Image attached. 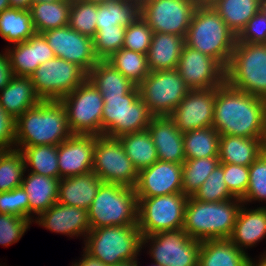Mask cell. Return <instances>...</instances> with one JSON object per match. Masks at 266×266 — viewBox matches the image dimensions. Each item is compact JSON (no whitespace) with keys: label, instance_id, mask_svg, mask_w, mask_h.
Returning <instances> with one entry per match:
<instances>
[{"label":"cell","instance_id":"1","mask_svg":"<svg viewBox=\"0 0 266 266\" xmlns=\"http://www.w3.org/2000/svg\"><path fill=\"white\" fill-rule=\"evenodd\" d=\"M213 127L220 135L263 138L266 135V99L224 82L215 88Z\"/></svg>","mask_w":266,"mask_h":266},{"label":"cell","instance_id":"2","mask_svg":"<svg viewBox=\"0 0 266 266\" xmlns=\"http://www.w3.org/2000/svg\"><path fill=\"white\" fill-rule=\"evenodd\" d=\"M72 135L61 101H41L16 119V147L58 146Z\"/></svg>","mask_w":266,"mask_h":266},{"label":"cell","instance_id":"3","mask_svg":"<svg viewBox=\"0 0 266 266\" xmlns=\"http://www.w3.org/2000/svg\"><path fill=\"white\" fill-rule=\"evenodd\" d=\"M237 35L209 3H199L192 14L185 44L214 58L224 69L235 48Z\"/></svg>","mask_w":266,"mask_h":266},{"label":"cell","instance_id":"4","mask_svg":"<svg viewBox=\"0 0 266 266\" xmlns=\"http://www.w3.org/2000/svg\"><path fill=\"white\" fill-rule=\"evenodd\" d=\"M243 202L233 198L220 202H201L192 196L185 207L183 229L199 241L229 239Z\"/></svg>","mask_w":266,"mask_h":266},{"label":"cell","instance_id":"5","mask_svg":"<svg viewBox=\"0 0 266 266\" xmlns=\"http://www.w3.org/2000/svg\"><path fill=\"white\" fill-rule=\"evenodd\" d=\"M138 225L106 226L91 229L83 240V250L106 266L137 261L142 249Z\"/></svg>","mask_w":266,"mask_h":266},{"label":"cell","instance_id":"6","mask_svg":"<svg viewBox=\"0 0 266 266\" xmlns=\"http://www.w3.org/2000/svg\"><path fill=\"white\" fill-rule=\"evenodd\" d=\"M90 228L137 225L138 198L133 187L102 182L88 209Z\"/></svg>","mask_w":266,"mask_h":266},{"label":"cell","instance_id":"7","mask_svg":"<svg viewBox=\"0 0 266 266\" xmlns=\"http://www.w3.org/2000/svg\"><path fill=\"white\" fill-rule=\"evenodd\" d=\"M225 82L237 90L266 99V44L236 42L225 68Z\"/></svg>","mask_w":266,"mask_h":266},{"label":"cell","instance_id":"8","mask_svg":"<svg viewBox=\"0 0 266 266\" xmlns=\"http://www.w3.org/2000/svg\"><path fill=\"white\" fill-rule=\"evenodd\" d=\"M101 135L118 138L124 134L147 130L153 117L135 86L124 96L103 97Z\"/></svg>","mask_w":266,"mask_h":266},{"label":"cell","instance_id":"9","mask_svg":"<svg viewBox=\"0 0 266 266\" xmlns=\"http://www.w3.org/2000/svg\"><path fill=\"white\" fill-rule=\"evenodd\" d=\"M188 196L183 193L138 198V228L142 236L183 228Z\"/></svg>","mask_w":266,"mask_h":266},{"label":"cell","instance_id":"10","mask_svg":"<svg viewBox=\"0 0 266 266\" xmlns=\"http://www.w3.org/2000/svg\"><path fill=\"white\" fill-rule=\"evenodd\" d=\"M36 94L42 101H60L88 79L80 66L55 57L40 64L30 76Z\"/></svg>","mask_w":266,"mask_h":266},{"label":"cell","instance_id":"11","mask_svg":"<svg viewBox=\"0 0 266 266\" xmlns=\"http://www.w3.org/2000/svg\"><path fill=\"white\" fill-rule=\"evenodd\" d=\"M60 101L65 106L68 125L73 134L101 135L104 100L89 79Z\"/></svg>","mask_w":266,"mask_h":266},{"label":"cell","instance_id":"12","mask_svg":"<svg viewBox=\"0 0 266 266\" xmlns=\"http://www.w3.org/2000/svg\"><path fill=\"white\" fill-rule=\"evenodd\" d=\"M137 87L152 116H170L190 90L177 69L150 71Z\"/></svg>","mask_w":266,"mask_h":266},{"label":"cell","instance_id":"13","mask_svg":"<svg viewBox=\"0 0 266 266\" xmlns=\"http://www.w3.org/2000/svg\"><path fill=\"white\" fill-rule=\"evenodd\" d=\"M147 244V254L153 262L163 266H198L201 241L192 239L183 228L143 236L142 249Z\"/></svg>","mask_w":266,"mask_h":266},{"label":"cell","instance_id":"14","mask_svg":"<svg viewBox=\"0 0 266 266\" xmlns=\"http://www.w3.org/2000/svg\"><path fill=\"white\" fill-rule=\"evenodd\" d=\"M92 171L106 183L135 187L138 171L126 155L118 138L97 136Z\"/></svg>","mask_w":266,"mask_h":266},{"label":"cell","instance_id":"15","mask_svg":"<svg viewBox=\"0 0 266 266\" xmlns=\"http://www.w3.org/2000/svg\"><path fill=\"white\" fill-rule=\"evenodd\" d=\"M197 0H147L140 16L154 33H169L186 38Z\"/></svg>","mask_w":266,"mask_h":266},{"label":"cell","instance_id":"16","mask_svg":"<svg viewBox=\"0 0 266 266\" xmlns=\"http://www.w3.org/2000/svg\"><path fill=\"white\" fill-rule=\"evenodd\" d=\"M56 57L82 67L87 73L99 61L93 39L71 29L69 25L42 33Z\"/></svg>","mask_w":266,"mask_h":266},{"label":"cell","instance_id":"17","mask_svg":"<svg viewBox=\"0 0 266 266\" xmlns=\"http://www.w3.org/2000/svg\"><path fill=\"white\" fill-rule=\"evenodd\" d=\"M177 70L190 90L217 88L225 82V69L214 58L186 44Z\"/></svg>","mask_w":266,"mask_h":266},{"label":"cell","instance_id":"18","mask_svg":"<svg viewBox=\"0 0 266 266\" xmlns=\"http://www.w3.org/2000/svg\"><path fill=\"white\" fill-rule=\"evenodd\" d=\"M215 88L189 90L169 116L181 133L213 127Z\"/></svg>","mask_w":266,"mask_h":266},{"label":"cell","instance_id":"19","mask_svg":"<svg viewBox=\"0 0 266 266\" xmlns=\"http://www.w3.org/2000/svg\"><path fill=\"white\" fill-rule=\"evenodd\" d=\"M137 198L182 193V164L157 160L138 172Z\"/></svg>","mask_w":266,"mask_h":266},{"label":"cell","instance_id":"20","mask_svg":"<svg viewBox=\"0 0 266 266\" xmlns=\"http://www.w3.org/2000/svg\"><path fill=\"white\" fill-rule=\"evenodd\" d=\"M96 135L73 134L58 145L60 179L92 172Z\"/></svg>","mask_w":266,"mask_h":266},{"label":"cell","instance_id":"21","mask_svg":"<svg viewBox=\"0 0 266 266\" xmlns=\"http://www.w3.org/2000/svg\"><path fill=\"white\" fill-rule=\"evenodd\" d=\"M39 226L65 236H82L91 231L88 210L56 202L48 210L34 219Z\"/></svg>","mask_w":266,"mask_h":266},{"label":"cell","instance_id":"22","mask_svg":"<svg viewBox=\"0 0 266 266\" xmlns=\"http://www.w3.org/2000/svg\"><path fill=\"white\" fill-rule=\"evenodd\" d=\"M9 46L5 51L14 76L30 77L40 64L56 57L42 33H35L27 41Z\"/></svg>","mask_w":266,"mask_h":266},{"label":"cell","instance_id":"23","mask_svg":"<svg viewBox=\"0 0 266 266\" xmlns=\"http://www.w3.org/2000/svg\"><path fill=\"white\" fill-rule=\"evenodd\" d=\"M147 130L160 161L183 164L185 159L183 133L169 116H153Z\"/></svg>","mask_w":266,"mask_h":266},{"label":"cell","instance_id":"24","mask_svg":"<svg viewBox=\"0 0 266 266\" xmlns=\"http://www.w3.org/2000/svg\"><path fill=\"white\" fill-rule=\"evenodd\" d=\"M263 238H266V206L248 209L242 204L229 240L246 252Z\"/></svg>","mask_w":266,"mask_h":266},{"label":"cell","instance_id":"25","mask_svg":"<svg viewBox=\"0 0 266 266\" xmlns=\"http://www.w3.org/2000/svg\"><path fill=\"white\" fill-rule=\"evenodd\" d=\"M102 180L92 171L61 178L57 202L88 210Z\"/></svg>","mask_w":266,"mask_h":266},{"label":"cell","instance_id":"26","mask_svg":"<svg viewBox=\"0 0 266 266\" xmlns=\"http://www.w3.org/2000/svg\"><path fill=\"white\" fill-rule=\"evenodd\" d=\"M26 175L21 186L28 194L29 220L33 222L35 215L38 217L57 202L60 179L32 172Z\"/></svg>","mask_w":266,"mask_h":266},{"label":"cell","instance_id":"27","mask_svg":"<svg viewBox=\"0 0 266 266\" xmlns=\"http://www.w3.org/2000/svg\"><path fill=\"white\" fill-rule=\"evenodd\" d=\"M184 45V37L169 33H153L146 54L150 71L177 69Z\"/></svg>","mask_w":266,"mask_h":266},{"label":"cell","instance_id":"28","mask_svg":"<svg viewBox=\"0 0 266 266\" xmlns=\"http://www.w3.org/2000/svg\"><path fill=\"white\" fill-rule=\"evenodd\" d=\"M251 257L229 239L201 241L198 266H250Z\"/></svg>","mask_w":266,"mask_h":266},{"label":"cell","instance_id":"29","mask_svg":"<svg viewBox=\"0 0 266 266\" xmlns=\"http://www.w3.org/2000/svg\"><path fill=\"white\" fill-rule=\"evenodd\" d=\"M41 101L30 77L13 76L0 91V105L15 119L26 110L36 107Z\"/></svg>","mask_w":266,"mask_h":266},{"label":"cell","instance_id":"30","mask_svg":"<svg viewBox=\"0 0 266 266\" xmlns=\"http://www.w3.org/2000/svg\"><path fill=\"white\" fill-rule=\"evenodd\" d=\"M262 139L220 135L218 149L220 163L250 166L261 155Z\"/></svg>","mask_w":266,"mask_h":266},{"label":"cell","instance_id":"31","mask_svg":"<svg viewBox=\"0 0 266 266\" xmlns=\"http://www.w3.org/2000/svg\"><path fill=\"white\" fill-rule=\"evenodd\" d=\"M88 79L102 97L124 96L136 86L106 60H99L93 66L88 73Z\"/></svg>","mask_w":266,"mask_h":266},{"label":"cell","instance_id":"32","mask_svg":"<svg viewBox=\"0 0 266 266\" xmlns=\"http://www.w3.org/2000/svg\"><path fill=\"white\" fill-rule=\"evenodd\" d=\"M71 5L70 0L33 3L29 11L36 33L69 25Z\"/></svg>","mask_w":266,"mask_h":266},{"label":"cell","instance_id":"33","mask_svg":"<svg viewBox=\"0 0 266 266\" xmlns=\"http://www.w3.org/2000/svg\"><path fill=\"white\" fill-rule=\"evenodd\" d=\"M261 0H211L209 4L226 25L238 35L260 10Z\"/></svg>","mask_w":266,"mask_h":266},{"label":"cell","instance_id":"34","mask_svg":"<svg viewBox=\"0 0 266 266\" xmlns=\"http://www.w3.org/2000/svg\"><path fill=\"white\" fill-rule=\"evenodd\" d=\"M118 139L138 172L159 160L148 130L124 134Z\"/></svg>","mask_w":266,"mask_h":266},{"label":"cell","instance_id":"35","mask_svg":"<svg viewBox=\"0 0 266 266\" xmlns=\"http://www.w3.org/2000/svg\"><path fill=\"white\" fill-rule=\"evenodd\" d=\"M35 33L29 10L8 8L0 13V36L9 44L27 41Z\"/></svg>","mask_w":266,"mask_h":266},{"label":"cell","instance_id":"36","mask_svg":"<svg viewBox=\"0 0 266 266\" xmlns=\"http://www.w3.org/2000/svg\"><path fill=\"white\" fill-rule=\"evenodd\" d=\"M15 149L23 154L26 172L60 179L57 145L15 147Z\"/></svg>","mask_w":266,"mask_h":266},{"label":"cell","instance_id":"37","mask_svg":"<svg viewBox=\"0 0 266 266\" xmlns=\"http://www.w3.org/2000/svg\"><path fill=\"white\" fill-rule=\"evenodd\" d=\"M140 15V6L134 1L113 0L98 5L96 28L121 25L127 28Z\"/></svg>","mask_w":266,"mask_h":266},{"label":"cell","instance_id":"38","mask_svg":"<svg viewBox=\"0 0 266 266\" xmlns=\"http://www.w3.org/2000/svg\"><path fill=\"white\" fill-rule=\"evenodd\" d=\"M220 133L214 127L183 133L185 159L218 157Z\"/></svg>","mask_w":266,"mask_h":266},{"label":"cell","instance_id":"39","mask_svg":"<svg viewBox=\"0 0 266 266\" xmlns=\"http://www.w3.org/2000/svg\"><path fill=\"white\" fill-rule=\"evenodd\" d=\"M106 61L136 86L150 74L147 56L133 50L121 48L106 59Z\"/></svg>","mask_w":266,"mask_h":266},{"label":"cell","instance_id":"40","mask_svg":"<svg viewBox=\"0 0 266 266\" xmlns=\"http://www.w3.org/2000/svg\"><path fill=\"white\" fill-rule=\"evenodd\" d=\"M219 165V157L186 159L182 164V193L188 197L193 196Z\"/></svg>","mask_w":266,"mask_h":266},{"label":"cell","instance_id":"41","mask_svg":"<svg viewBox=\"0 0 266 266\" xmlns=\"http://www.w3.org/2000/svg\"><path fill=\"white\" fill-rule=\"evenodd\" d=\"M25 171V162L20 150L0 151V192L20 187Z\"/></svg>","mask_w":266,"mask_h":266},{"label":"cell","instance_id":"42","mask_svg":"<svg viewBox=\"0 0 266 266\" xmlns=\"http://www.w3.org/2000/svg\"><path fill=\"white\" fill-rule=\"evenodd\" d=\"M97 10V4L83 0L72 1L69 27L93 39L96 36Z\"/></svg>","mask_w":266,"mask_h":266},{"label":"cell","instance_id":"43","mask_svg":"<svg viewBox=\"0 0 266 266\" xmlns=\"http://www.w3.org/2000/svg\"><path fill=\"white\" fill-rule=\"evenodd\" d=\"M125 29L121 25H113V27L109 28H96L93 44L95 55L99 60L108 59L113 53L123 47Z\"/></svg>","mask_w":266,"mask_h":266},{"label":"cell","instance_id":"44","mask_svg":"<svg viewBox=\"0 0 266 266\" xmlns=\"http://www.w3.org/2000/svg\"><path fill=\"white\" fill-rule=\"evenodd\" d=\"M192 197L201 202H220L235 198L224 181L222 163L212 171Z\"/></svg>","mask_w":266,"mask_h":266},{"label":"cell","instance_id":"45","mask_svg":"<svg viewBox=\"0 0 266 266\" xmlns=\"http://www.w3.org/2000/svg\"><path fill=\"white\" fill-rule=\"evenodd\" d=\"M243 204L266 201V157L261 155L249 166V184Z\"/></svg>","mask_w":266,"mask_h":266},{"label":"cell","instance_id":"46","mask_svg":"<svg viewBox=\"0 0 266 266\" xmlns=\"http://www.w3.org/2000/svg\"><path fill=\"white\" fill-rule=\"evenodd\" d=\"M153 30L139 15L138 18L125 29L124 44L122 48L147 54L150 47Z\"/></svg>","mask_w":266,"mask_h":266},{"label":"cell","instance_id":"47","mask_svg":"<svg viewBox=\"0 0 266 266\" xmlns=\"http://www.w3.org/2000/svg\"><path fill=\"white\" fill-rule=\"evenodd\" d=\"M31 224L26 218L0 213V245L7 247L19 242Z\"/></svg>","mask_w":266,"mask_h":266},{"label":"cell","instance_id":"48","mask_svg":"<svg viewBox=\"0 0 266 266\" xmlns=\"http://www.w3.org/2000/svg\"><path fill=\"white\" fill-rule=\"evenodd\" d=\"M0 213L15 215L29 220L28 194L22 186L0 192Z\"/></svg>","mask_w":266,"mask_h":266},{"label":"cell","instance_id":"49","mask_svg":"<svg viewBox=\"0 0 266 266\" xmlns=\"http://www.w3.org/2000/svg\"><path fill=\"white\" fill-rule=\"evenodd\" d=\"M224 181L229 192L238 199H242L249 184V166L222 163Z\"/></svg>","mask_w":266,"mask_h":266},{"label":"cell","instance_id":"50","mask_svg":"<svg viewBox=\"0 0 266 266\" xmlns=\"http://www.w3.org/2000/svg\"><path fill=\"white\" fill-rule=\"evenodd\" d=\"M249 44H266V18L259 10L237 35V41Z\"/></svg>","mask_w":266,"mask_h":266},{"label":"cell","instance_id":"51","mask_svg":"<svg viewBox=\"0 0 266 266\" xmlns=\"http://www.w3.org/2000/svg\"><path fill=\"white\" fill-rule=\"evenodd\" d=\"M16 119L0 105V151L15 149Z\"/></svg>","mask_w":266,"mask_h":266},{"label":"cell","instance_id":"52","mask_svg":"<svg viewBox=\"0 0 266 266\" xmlns=\"http://www.w3.org/2000/svg\"><path fill=\"white\" fill-rule=\"evenodd\" d=\"M0 52V91L10 82L14 76L10 66L8 53Z\"/></svg>","mask_w":266,"mask_h":266},{"label":"cell","instance_id":"53","mask_svg":"<svg viewBox=\"0 0 266 266\" xmlns=\"http://www.w3.org/2000/svg\"><path fill=\"white\" fill-rule=\"evenodd\" d=\"M72 262L71 266H106L102 262H100L98 259L91 257L89 254H87L83 250L82 258L79 260V262Z\"/></svg>","mask_w":266,"mask_h":266},{"label":"cell","instance_id":"54","mask_svg":"<svg viewBox=\"0 0 266 266\" xmlns=\"http://www.w3.org/2000/svg\"><path fill=\"white\" fill-rule=\"evenodd\" d=\"M10 8H19L23 10H30L32 0H9Z\"/></svg>","mask_w":266,"mask_h":266},{"label":"cell","instance_id":"55","mask_svg":"<svg viewBox=\"0 0 266 266\" xmlns=\"http://www.w3.org/2000/svg\"><path fill=\"white\" fill-rule=\"evenodd\" d=\"M250 266H266V252L262 253L258 260L254 261L252 258Z\"/></svg>","mask_w":266,"mask_h":266},{"label":"cell","instance_id":"56","mask_svg":"<svg viewBox=\"0 0 266 266\" xmlns=\"http://www.w3.org/2000/svg\"><path fill=\"white\" fill-rule=\"evenodd\" d=\"M10 8L9 0H0V13Z\"/></svg>","mask_w":266,"mask_h":266},{"label":"cell","instance_id":"57","mask_svg":"<svg viewBox=\"0 0 266 266\" xmlns=\"http://www.w3.org/2000/svg\"><path fill=\"white\" fill-rule=\"evenodd\" d=\"M138 260L137 261H127L120 264H116L115 266H138Z\"/></svg>","mask_w":266,"mask_h":266},{"label":"cell","instance_id":"58","mask_svg":"<svg viewBox=\"0 0 266 266\" xmlns=\"http://www.w3.org/2000/svg\"><path fill=\"white\" fill-rule=\"evenodd\" d=\"M83 1H86L89 3H94L97 5H101V4H105V3L109 2V1H113V0H83Z\"/></svg>","mask_w":266,"mask_h":266},{"label":"cell","instance_id":"59","mask_svg":"<svg viewBox=\"0 0 266 266\" xmlns=\"http://www.w3.org/2000/svg\"><path fill=\"white\" fill-rule=\"evenodd\" d=\"M260 11L264 14V16L266 18V0H261Z\"/></svg>","mask_w":266,"mask_h":266},{"label":"cell","instance_id":"60","mask_svg":"<svg viewBox=\"0 0 266 266\" xmlns=\"http://www.w3.org/2000/svg\"><path fill=\"white\" fill-rule=\"evenodd\" d=\"M261 153L266 157V135L262 139V150Z\"/></svg>","mask_w":266,"mask_h":266},{"label":"cell","instance_id":"61","mask_svg":"<svg viewBox=\"0 0 266 266\" xmlns=\"http://www.w3.org/2000/svg\"><path fill=\"white\" fill-rule=\"evenodd\" d=\"M55 1H61V0H32V4L39 2H55Z\"/></svg>","mask_w":266,"mask_h":266},{"label":"cell","instance_id":"62","mask_svg":"<svg viewBox=\"0 0 266 266\" xmlns=\"http://www.w3.org/2000/svg\"><path fill=\"white\" fill-rule=\"evenodd\" d=\"M128 1H134L136 2L139 6H141L144 2H146L147 0H128Z\"/></svg>","mask_w":266,"mask_h":266},{"label":"cell","instance_id":"63","mask_svg":"<svg viewBox=\"0 0 266 266\" xmlns=\"http://www.w3.org/2000/svg\"><path fill=\"white\" fill-rule=\"evenodd\" d=\"M199 3H209L211 0H197Z\"/></svg>","mask_w":266,"mask_h":266},{"label":"cell","instance_id":"64","mask_svg":"<svg viewBox=\"0 0 266 266\" xmlns=\"http://www.w3.org/2000/svg\"><path fill=\"white\" fill-rule=\"evenodd\" d=\"M151 266H163V265L154 262ZM164 266H169V265H164Z\"/></svg>","mask_w":266,"mask_h":266}]
</instances>
